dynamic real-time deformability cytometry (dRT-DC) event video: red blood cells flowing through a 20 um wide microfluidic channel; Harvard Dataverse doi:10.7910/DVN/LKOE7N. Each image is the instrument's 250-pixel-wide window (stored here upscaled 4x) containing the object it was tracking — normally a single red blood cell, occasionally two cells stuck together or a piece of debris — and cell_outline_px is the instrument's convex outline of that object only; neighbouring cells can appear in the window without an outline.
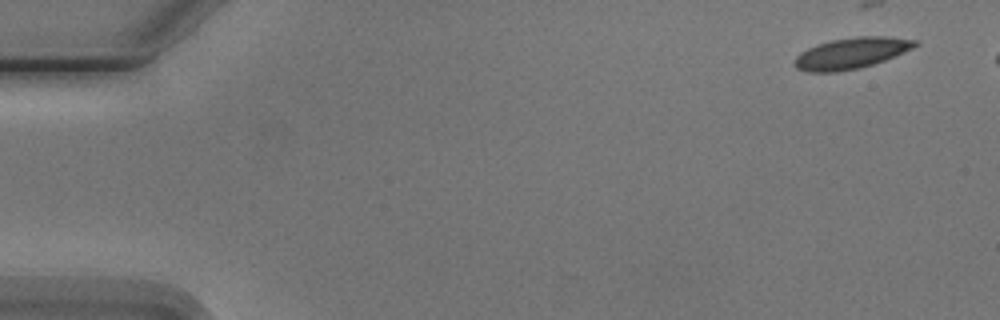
{"species": "Egyptian fruit bat (a non-hibernating species)", "species_latin": "Rousettus aegyptiacus", "temperature_condition": "cold", "stored_images_in_passage": 6, "camera_frame_rate_fps": 3000, "um_per_image_px": 0.085, "animal": {"sex": "male"}, "frame": {"image": 1, "passage_image": 1, "time_ms": 0.0, "image_size_px": [1000, 320], "cell_outline_px": [[920, 44], [912, 48], [884, 60], [860, 68], [836, 72], [808, 72], [796, 68], [792, 64], [796, 56], [800, 52], [816, 44], [832, 40], [856, 36], [884, 36], [916, 40]], "centroid_in_image_um": [72.31, 4.52], "position_along_channel_um": 12.7, "area_um2": 21.79}}
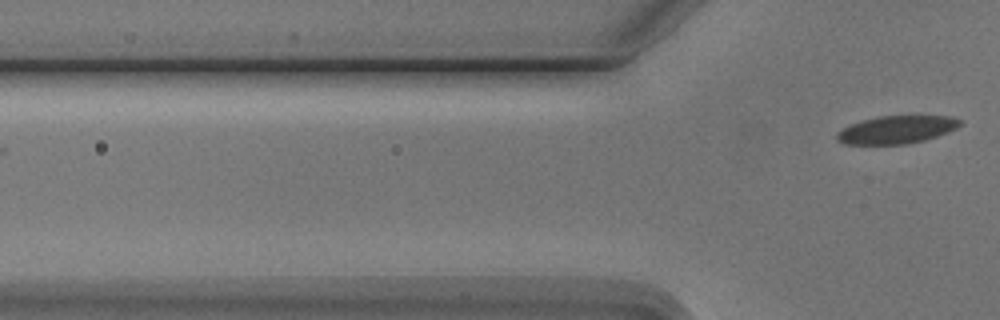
{"frame": {"image": 2, "passage_image": 6, "time_ms": 7.0, "image_size_px": [1000, 320], "cell_outline_px": [[960, 124], [956, 128], [936, 136], [924, 140], [904, 144], [844, 144], [836, 136], [844, 128], [852, 124], [864, 120], [880, 116], [952, 116], [960, 120]], "centroid_in_image_um": [76.24, 11.02], "position_along_channel_um": 49.6, "area_um2": 19.42}}